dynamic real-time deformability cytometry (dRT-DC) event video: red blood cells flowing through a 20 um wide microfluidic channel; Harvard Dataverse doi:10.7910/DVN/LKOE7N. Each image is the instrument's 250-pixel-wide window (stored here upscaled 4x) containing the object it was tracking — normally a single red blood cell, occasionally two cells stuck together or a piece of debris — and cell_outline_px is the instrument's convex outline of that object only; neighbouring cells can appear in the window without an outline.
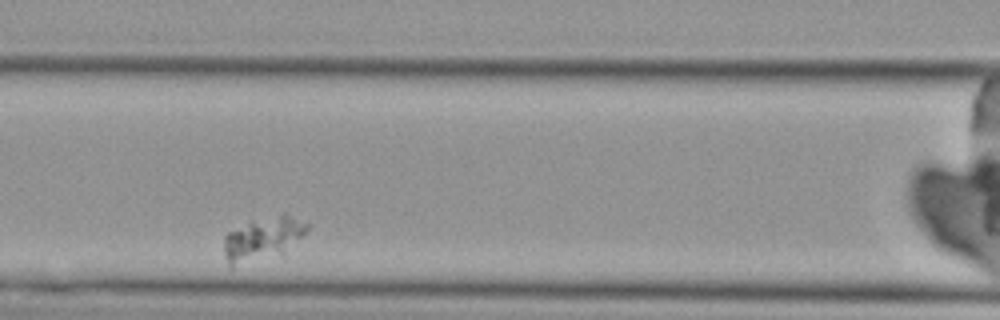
{"species": "Egyptian fruit bat (a non-hibernating species)", "species_latin": "Rousettus aegyptiacus", "temperature_condition": "cold", "stored_images_in_passage": 6, "camera_frame_rate_fps": 3000, "um_per_image_px": 0.085, "animal": {"sex": "female"}, "frame": {"image": 1, "passage_image": 3, "time_ms": 2.333, "image_size_px": [1000, 320], "cell_outline_px": [[308, 228], [284, 252], [232, 268], [228, 264], [224, 256], [224, 236], [228, 232], [248, 220], [284, 212], [308, 224]], "centroid_in_image_um": [22.25, 20.26], "position_along_channel_um": 144.3, "area_um2": 21.1}}
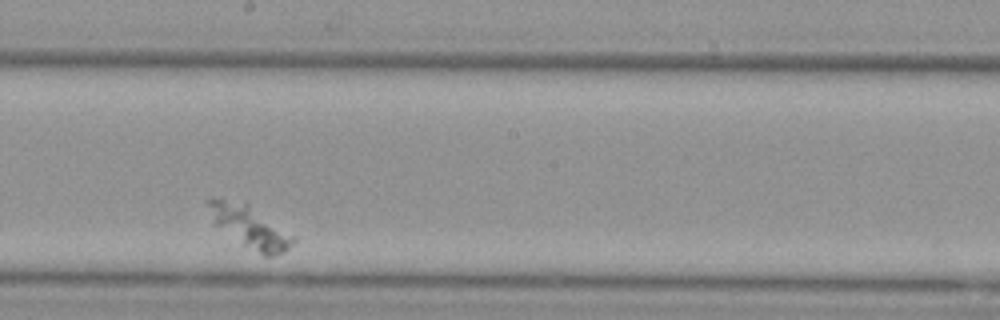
{"frame": {"image": 2, "passage_image": 5, "time_ms": 5.0, "image_size_px": [1000, 320], "cell_outline_px": [[296, 240], [284, 252], [272, 256], [264, 256], [244, 244], [212, 224], [204, 204], [204, 200], [248, 200], [296, 236]], "centroid_in_image_um": [21.24, 19.21], "position_along_channel_um": 227.0, "area_um2": 21.56}}
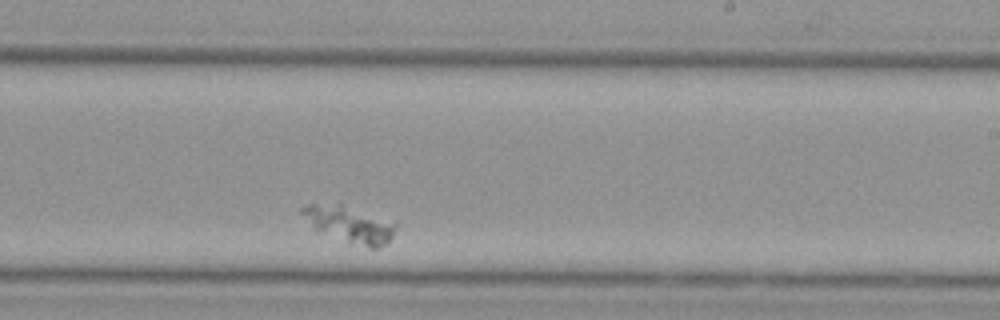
{"frame": {"image": 3, "passage_image": 6, "time_ms": 6.0, "image_size_px": [1000, 320], "cell_outline_px": [[396, 228], [392, 236], [380, 248], [368, 248], [348, 244], [316, 232], [296, 212], [300, 208], [308, 204], [340, 200], [396, 220]], "centroid_in_image_um": [29.65, 18.99], "position_along_channel_um": 259.3, "area_um2": 22.2}}